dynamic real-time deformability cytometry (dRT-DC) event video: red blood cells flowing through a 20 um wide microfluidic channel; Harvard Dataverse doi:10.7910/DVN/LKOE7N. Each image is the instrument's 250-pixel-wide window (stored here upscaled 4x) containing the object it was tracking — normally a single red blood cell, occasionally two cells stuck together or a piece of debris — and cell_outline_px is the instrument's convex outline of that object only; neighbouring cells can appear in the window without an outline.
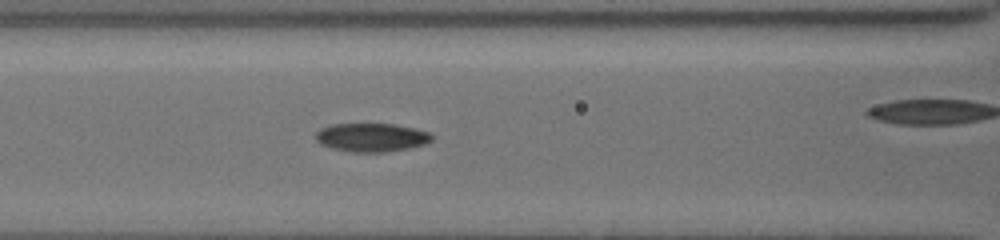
{"species": "common noctule bat (a hibernating species)", "species_latin": "Nyctalus noctula", "temperature_condition": "cold", "stored_images_in_passage": 39, "camera_frame_rate_fps": 3000, "um_per_image_px": 0.085, "animal": {"sex": "female", "body_mass_g": 19.5, "forearm_length_mm": 54.1}, "frame": {"image": 1, "passage_image": 12, "time_ms": 3.667, "image_size_px": [1000, 240], "cell_outline_px": [[432, 140], [424, 144], [408, 148], [384, 152], [352, 152], [332, 148], [320, 144], [316, 140], [316, 132], [320, 128], [332, 124], [392, 124], [412, 128], [428, 132], [432, 136]], "centroid_in_image_um": [31.53, 11.68], "position_along_channel_um": 135.1, "area_um2": 19.13}, "authors_computed_cell_mechanics": {"area_um2": 19.1896, "velocity_mm_per_s": 3.865, "shape_relaxation_time_tau1_ms": 5.3554, "shape_relaxation_time_tau2_ms": 3.4489, "deformation_change_tau1": 0.1414, "deformation_change_tau2": 0.0734}}